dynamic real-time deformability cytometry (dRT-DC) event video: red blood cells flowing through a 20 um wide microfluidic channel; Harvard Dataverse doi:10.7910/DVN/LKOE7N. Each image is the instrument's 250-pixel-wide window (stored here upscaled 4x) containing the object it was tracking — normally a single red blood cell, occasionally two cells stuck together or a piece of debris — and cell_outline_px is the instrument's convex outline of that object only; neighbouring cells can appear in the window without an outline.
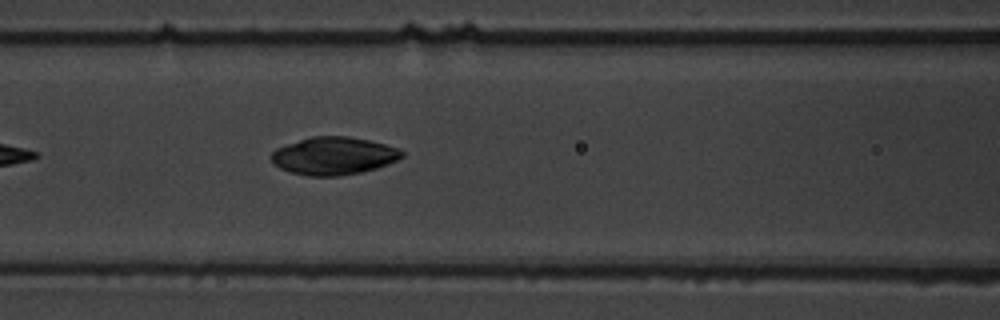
{"species": "common noctule bat (a hibernating species)", "species_latin": "Nyctalus noctula", "temperature_condition": "warm", "stored_images_in_passage": 6, "camera_frame_rate_fps": 3000, "um_per_image_px": 0.085, "animal": {"sex": "male", "body_mass_g": 19.5, "forearm_length_mm": 54.6}, "frame": {"image": 1, "passage_image": 6, "time_ms": 7.0, "image_size_px": [1000, 320], "cell_outline_px": [[404, 156], [388, 164], [376, 168], [360, 172], [340, 176], [308, 176], [292, 172], [280, 168], [272, 164], [272, 152], [276, 148], [312, 136], [348, 136], [368, 140], [384, 144], [396, 148], [404, 152]], "centroid_in_image_um": [28.36, 13.25], "position_along_channel_um": 138.2, "area_um2": 28.5}}